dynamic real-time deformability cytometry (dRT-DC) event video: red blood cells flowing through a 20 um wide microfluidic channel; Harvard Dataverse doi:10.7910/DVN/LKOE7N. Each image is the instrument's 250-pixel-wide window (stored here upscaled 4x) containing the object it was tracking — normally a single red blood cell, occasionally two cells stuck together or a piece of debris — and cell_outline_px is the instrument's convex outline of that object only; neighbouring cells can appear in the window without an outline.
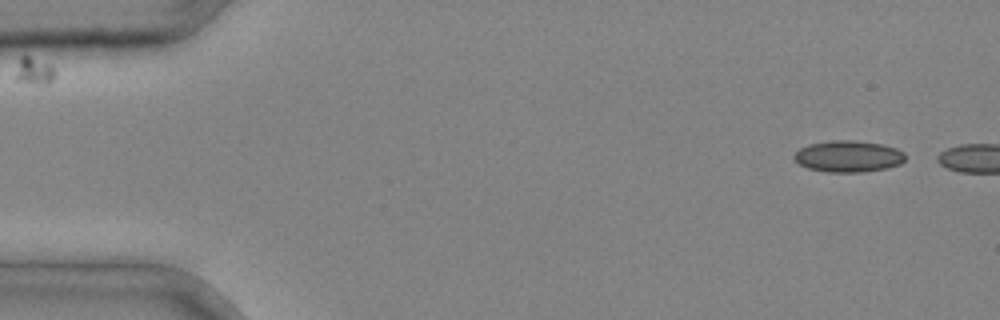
{"species": "common noctule bat (a hibernating species)", "species_latin": "Nyctalus noctula", "temperature_condition": "cold", "stored_images_in_passage": 2, "camera_frame_rate_fps": 3000, "um_per_image_px": 0.085, "animal": {"sex": "male", "body_mass_g": 20.4}, "frame": {"image": 1, "passage_image": 1, "time_ms": 0.0, "image_size_px": [1000, 320], "cell_outline_px": [[904, 160], [900, 164], [888, 168], [860, 172], [828, 172], [808, 168], [800, 164], [792, 156], [800, 148], [808, 144], [832, 140], [852, 140], [884, 144], [896, 148], [904, 152]], "centroid_in_image_um": [72.11, 13.28], "position_along_channel_um": 12.9, "area_um2": 20.4}}